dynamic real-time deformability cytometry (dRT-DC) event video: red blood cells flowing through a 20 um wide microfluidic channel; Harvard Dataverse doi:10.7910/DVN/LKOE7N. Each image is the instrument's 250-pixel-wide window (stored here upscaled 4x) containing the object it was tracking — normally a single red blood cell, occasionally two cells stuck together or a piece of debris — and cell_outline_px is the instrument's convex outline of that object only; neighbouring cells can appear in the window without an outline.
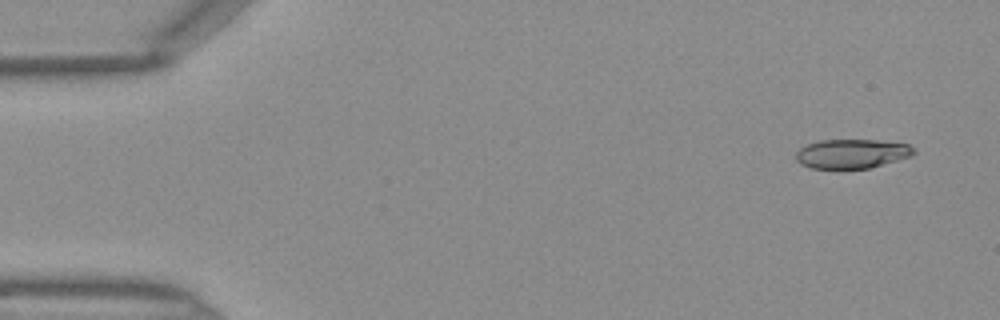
{"species": "Egyptian fruit bat (a non-hibernating species)", "species_latin": "Rousettus aegyptiacus", "temperature_condition": "warm", "stored_images_in_passage": 46, "camera_frame_rate_fps": 3000, "um_per_image_px": 0.085, "frame": {"image": 1, "passage_image": 3, "time_ms": 0.667, "image_size_px": [1000, 320], "cell_outline_px": [[916, 152], [912, 156], [868, 168], [812, 168], [800, 164], [796, 160], [796, 152], [800, 148], [808, 144], [820, 140], [876, 140], [908, 144]], "centroid_in_image_um": [72.39, 13.06], "position_along_channel_um": 12.6, "area_um2": 19.88}}
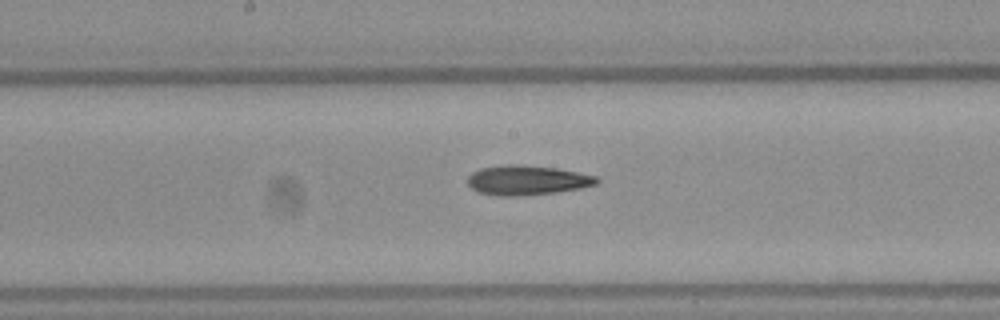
{"frame": {"image": 2, "passage_image": 24, "time_ms": 7.667, "image_size_px": [1000, 320], "cell_outline_px": [[600, 180], [596, 184], [580, 188], [556, 192], [524, 196], [496, 196], [476, 192], [468, 184], [468, 176], [472, 172], [480, 168], [508, 164], [516, 164], [552, 168], [576, 172], [596, 176]], "centroid_in_image_um": [44.75, 15.33], "position_along_channel_um": 203.5, "area_um2": 22.25}}
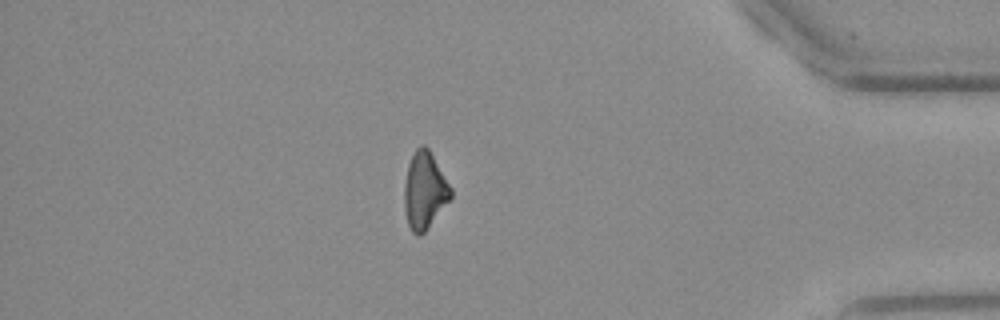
{"frame": {"image": 3, "passage_image": 40, "time_ms": 13.0, "image_size_px": [1000, 320], "cell_outline_px": [[452, 196], [424, 232], [420, 236], [416, 236], [412, 232], [408, 224], [404, 208], [404, 184], [408, 164], [416, 148], [420, 144], [424, 144], [428, 148], [452, 188]], "centroid_in_image_um": [36.07, 16.18], "position_along_channel_um": 399.1, "area_um2": 20.69}}